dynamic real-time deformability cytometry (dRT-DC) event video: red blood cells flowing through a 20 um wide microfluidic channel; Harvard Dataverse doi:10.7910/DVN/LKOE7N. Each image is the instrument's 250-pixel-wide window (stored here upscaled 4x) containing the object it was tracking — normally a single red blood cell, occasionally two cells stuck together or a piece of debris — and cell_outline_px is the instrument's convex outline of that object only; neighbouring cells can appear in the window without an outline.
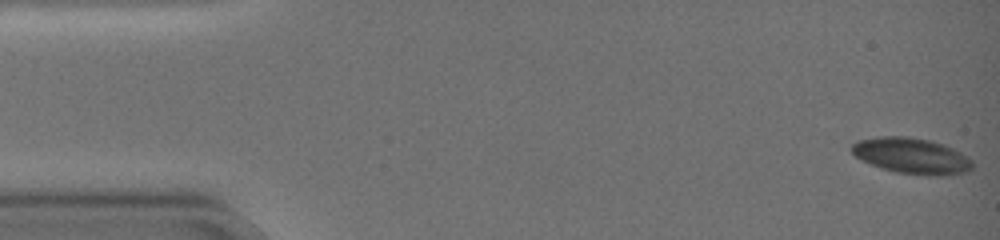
{"species": "common noctule bat (a hibernating species)", "species_latin": "Nyctalus noctula", "temperature_condition": "warm", "stored_images_in_passage": 56, "camera_frame_rate_fps": 3000, "um_per_image_px": 0.085, "animal": {"sex": "female", "body_mass_g": 19.0, "forearm_length_mm": 51.5}, "frame": {"image": 1, "passage_image": 1, "time_ms": 0.0, "image_size_px": [1000, 240], "cell_outline_px": [[972, 168], [968, 172], [940, 176], [936, 176], [896, 172], [880, 168], [860, 160], [852, 152], [852, 144], [856, 140], [880, 136], [908, 136], [928, 140], [944, 144], [960, 152], [972, 160]], "centroid_in_image_um": [77.47, 13.24], "position_along_channel_um": 7.5, "area_um2": 25.32}}
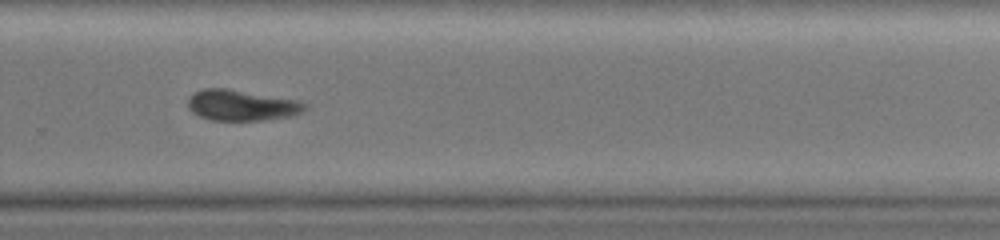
{"frame": {"image": 2, "passage_image": 39, "time_ms": 12.667, "image_size_px": [1000, 240], "cell_outline_px": [[308, 108], [304, 112], [292, 116], [264, 120], [212, 120], [200, 116], [192, 112], [188, 108], [188, 96], [204, 88], [228, 88], [296, 100], [308, 104]], "centroid_in_image_um": [20.56, 8.95], "position_along_channel_um": 309.2, "area_um2": 21.1}}
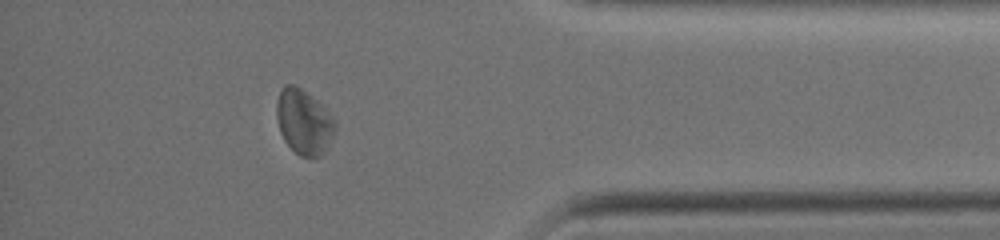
{"frame": {"image": 3, "passage_image": 49, "time_ms": 16.0, "image_size_px": [1000, 240], "cell_outline_px": [[336, 132], [328, 148], [320, 156], [300, 156], [284, 140], [280, 132], [276, 116], [276, 104], [280, 92], [284, 84], [292, 84], [300, 88], [324, 104], [328, 108], [336, 120]], "centroid_in_image_um": [25.88, 10.34], "position_along_channel_um": 409.3, "area_um2": 22.54}, "authors_computed_cell_mechanics": {"area_um2": 23.2934, "velocity_mm_per_s": 3.473, "shape_relaxation_time_tau1_ms": 3.6076, "shape_relaxation_time_tau2_ms": 8.2117, "deformation_change_tau1": 0.0885, "deformation_change_tau2": 0.1531}}